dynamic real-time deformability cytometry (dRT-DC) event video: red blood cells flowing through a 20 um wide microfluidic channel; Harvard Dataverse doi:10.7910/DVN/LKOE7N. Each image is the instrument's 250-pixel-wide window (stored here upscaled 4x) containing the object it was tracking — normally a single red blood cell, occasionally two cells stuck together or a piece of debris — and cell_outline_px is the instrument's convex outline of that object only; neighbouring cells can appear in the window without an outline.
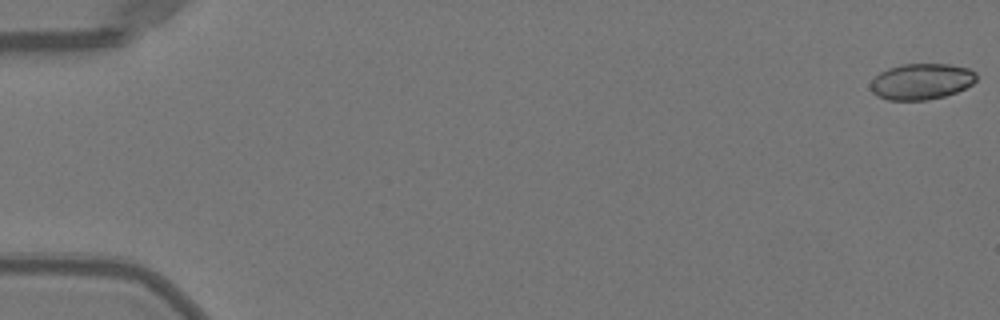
{"species": "Egyptian fruit bat (a non-hibernating species)", "species_latin": "Rousettus aegyptiacus", "temperature_condition": "warm", "stored_images_in_passage": 51, "camera_frame_rate_fps": 3000, "um_per_image_px": 0.085, "animal": {"sex": "female"}, "frame": {"image": 1, "passage_image": 1, "time_ms": 0.0, "image_size_px": [1000, 320], "cell_outline_px": [[976, 80], [972, 84], [956, 92], [944, 96], [928, 100], [888, 100], [876, 96], [872, 92], [872, 80], [880, 72], [888, 68], [900, 64], [948, 64], [968, 68], [976, 72]], "centroid_in_image_um": [78.32, 6.92], "position_along_channel_um": 6.7, "area_um2": 22.2}}
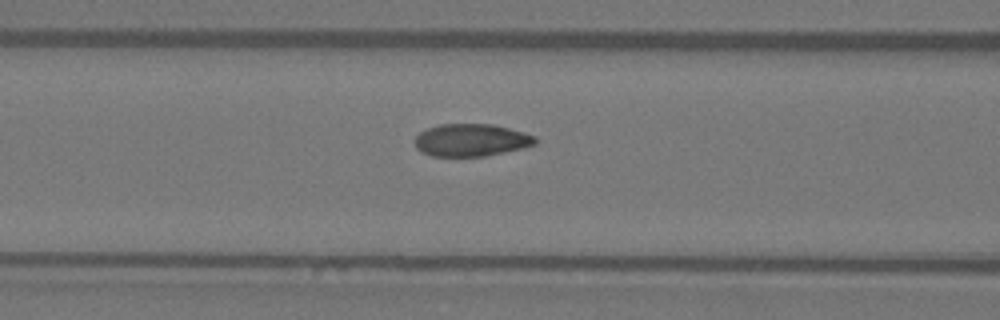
{"frame": {"image": 2, "passage_image": 22, "time_ms": 7.0, "image_size_px": [1000, 320], "cell_outline_px": [[536, 144], [504, 152], [484, 156], [432, 156], [420, 152], [416, 148], [416, 136], [420, 132], [428, 128], [440, 124], [492, 124], [524, 132], [536, 136]], "centroid_in_image_um": [40.04, 11.91], "position_along_channel_um": 126.6, "area_um2": 22.66}}
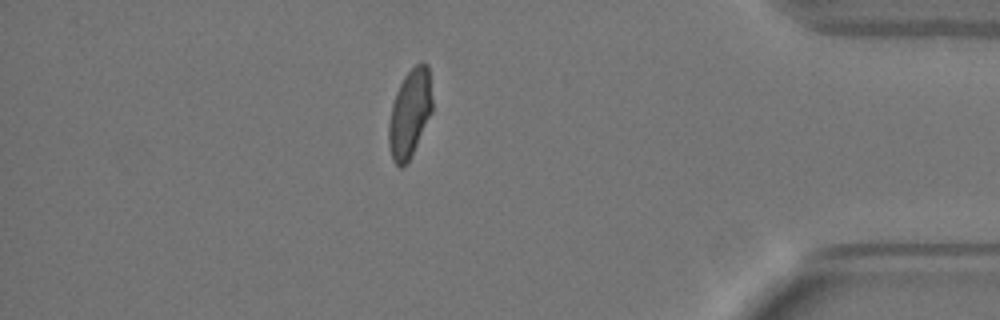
{"frame": {"image": 3, "passage_image": 45, "time_ms": 14.667, "image_size_px": [1000, 320], "cell_outline_px": [[432, 112], [408, 164], [400, 168], [392, 160], [388, 144], [388, 124], [392, 104], [396, 92], [404, 76], [420, 60], [424, 60], [428, 64], [432, 100]], "centroid_in_image_um": [34.83, 9.65], "position_along_channel_um": 400.4, "area_um2": 22.66}, "authors_computed_cell_mechanics": {"area_um2": 22.8888, "velocity_mm_per_s": 4.0241, "shape_relaxation_time_tau1_ms": 4.8749, "shape_relaxation_time_tau2_ms": null, "deformation_change_tau1": 0.1521, "deformation_change_tau2": null}}